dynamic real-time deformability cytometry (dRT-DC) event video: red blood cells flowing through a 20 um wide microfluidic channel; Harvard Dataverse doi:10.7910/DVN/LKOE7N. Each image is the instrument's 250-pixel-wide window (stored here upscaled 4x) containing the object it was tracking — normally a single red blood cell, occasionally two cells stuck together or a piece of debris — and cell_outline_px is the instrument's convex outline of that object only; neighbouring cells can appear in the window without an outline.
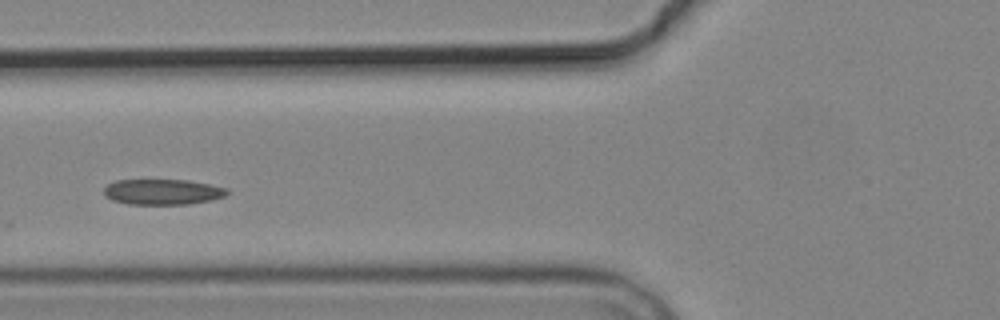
{"species": "common noctule bat (a hibernating species)", "species_latin": "Nyctalus noctula", "temperature_condition": "cold", "stored_images_in_passage": 12, "camera_frame_rate_fps": 3000, "um_per_image_px": 0.085, "animal": {"sex": "male", "body_mass_g": 19.2, "forearm_length_mm": 51.8}, "frame": {"image": 1, "passage_image": 7, "time_ms": 8.0, "image_size_px": [1000, 320], "cell_outline_px": [[228, 192], [224, 196], [212, 200], [188, 204], [128, 204], [112, 200], [104, 196], [104, 188], [108, 184], [116, 180], [188, 180], [228, 188]], "centroid_in_image_um": [13.8, 16.31], "position_along_channel_um": 112.0, "area_um2": 18.32}}
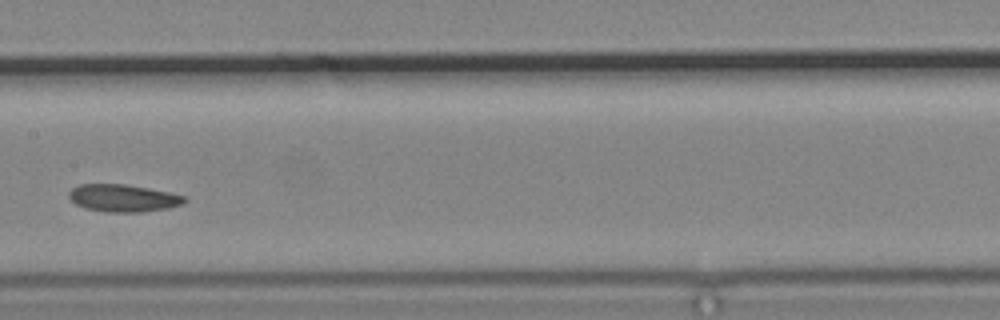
{"frame": {"image": 2, "passage_image": 9, "time_ms": 10.333, "image_size_px": [1000, 320], "cell_outline_px": [[188, 200], [180, 204], [168, 208], [140, 212], [104, 212], [84, 208], [76, 204], [68, 196], [68, 192], [72, 188], [80, 184], [124, 184], [148, 188], [168, 192], [184, 196]], "centroid_in_image_um": [10.43, 16.84], "position_along_channel_um": 197.0, "area_um2": 18.38}}
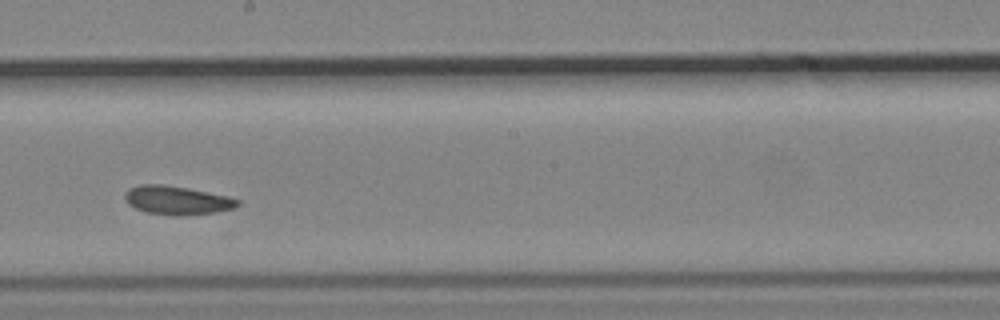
{"frame": {"image": 3, "passage_image": 10, "time_ms": 11.333, "image_size_px": [1000, 320], "cell_outline_px": [[240, 204], [236, 208], [216, 212], [180, 216], [148, 212], [136, 208], [128, 204], [124, 196], [124, 192], [128, 188], [140, 184], [160, 184], [184, 188], [228, 196], [240, 200]], "centroid_in_image_um": [15.05, 17.02], "position_along_channel_um": 233.2, "area_um2": 18.67}}